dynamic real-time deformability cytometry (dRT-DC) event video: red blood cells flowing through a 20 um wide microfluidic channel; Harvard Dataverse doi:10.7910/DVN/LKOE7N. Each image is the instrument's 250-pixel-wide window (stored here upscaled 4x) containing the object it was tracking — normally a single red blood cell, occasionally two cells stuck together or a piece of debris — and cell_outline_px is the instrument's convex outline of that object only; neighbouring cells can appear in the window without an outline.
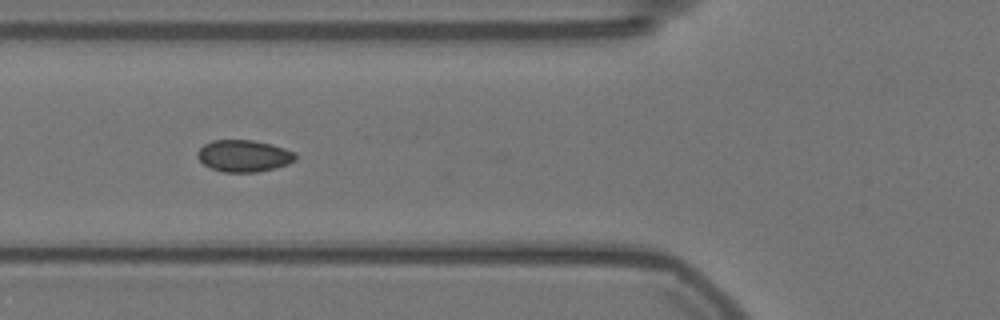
{"species": "Egyptian fruit bat (a non-hibernating species)", "species_latin": "Rousettus aegyptiacus", "temperature_condition": "warm", "stored_images_in_passage": 12, "camera_frame_rate_fps": 3000, "um_per_image_px": 0.085, "animal": {"sex": "female"}, "frame": {"image": 1, "passage_image": 10, "time_ms": 3.0, "image_size_px": [1000, 320], "cell_outline_px": [[296, 160], [288, 164], [276, 168], [256, 172], [224, 172], [212, 168], [204, 164], [196, 156], [196, 152], [204, 144], [212, 140], [252, 140], [272, 144], [296, 152]], "centroid_in_image_um": [20.74, 13.24], "position_along_channel_um": 105.1, "area_um2": 18.26}}